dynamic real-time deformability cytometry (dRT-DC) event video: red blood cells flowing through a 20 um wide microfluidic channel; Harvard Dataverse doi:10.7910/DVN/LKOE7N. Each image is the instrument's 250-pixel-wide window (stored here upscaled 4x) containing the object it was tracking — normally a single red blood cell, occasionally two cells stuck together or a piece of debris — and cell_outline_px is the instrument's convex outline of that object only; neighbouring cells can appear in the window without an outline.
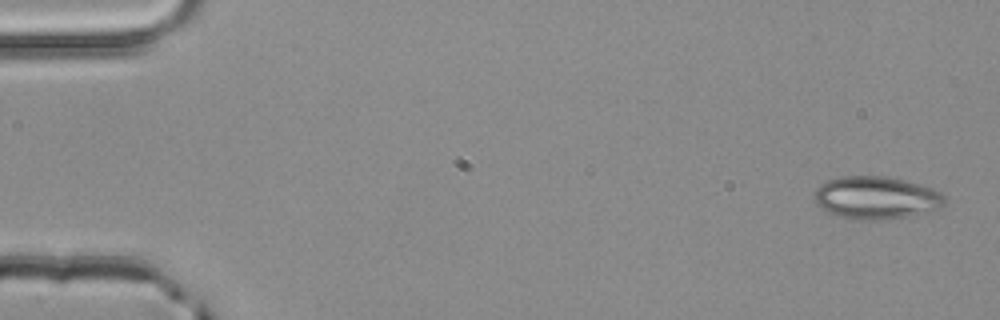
{"species": "common noctule bat (a hibernating species)", "species_latin": "Nyctalus noctula", "temperature_condition": "room temperature", "stored_images_in_passage": 4, "camera_frame_rate_fps": 3000, "um_per_image_px": 0.085, "animal": {"sex": "male", "body_mass_g": 20.4}, "frame": {"image": 1, "passage_image": 1, "time_ms": 0.0, "image_size_px": [1000, 320], "cell_outline_px": [[944, 204], [940, 208], [908, 216], [888, 220], [848, 220], [836, 216], [824, 208], [816, 200], [816, 188], [820, 184], [828, 180], [840, 176], [888, 176], [908, 180], [932, 188], [940, 192], [944, 196]], "centroid_in_image_um": [74.5, 16.81], "position_along_channel_um": 10.5, "area_um2": 32.54}}